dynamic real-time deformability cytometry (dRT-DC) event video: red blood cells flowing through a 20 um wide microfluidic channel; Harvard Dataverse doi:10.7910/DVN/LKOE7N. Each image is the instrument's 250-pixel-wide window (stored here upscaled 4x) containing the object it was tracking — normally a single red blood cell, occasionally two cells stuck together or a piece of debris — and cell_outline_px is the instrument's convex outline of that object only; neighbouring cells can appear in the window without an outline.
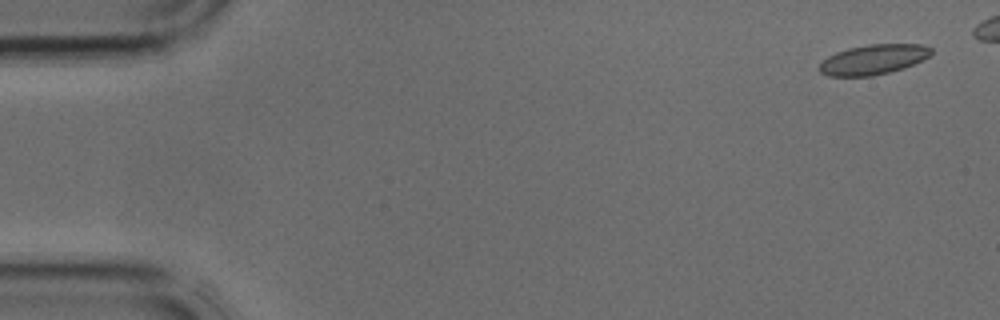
{"species": "common noctule bat (a hibernating species)", "species_latin": "Nyctalus noctula", "temperature_condition": "cold", "stored_images_in_passage": 4, "camera_frame_rate_fps": 3000, "um_per_image_px": 0.085, "animal": {"sex": "male", "body_mass_g": 17.9, "forearm_length_mm": 54.2}, "frame": {"image": 1, "passage_image": 1, "time_ms": 0.0, "image_size_px": [1000, 320], "cell_outline_px": [[932, 52], [928, 56], [904, 68], [872, 76], [828, 76], [820, 72], [820, 64], [828, 56], [836, 52], [848, 48], [868, 44], [924, 44], [932, 48]], "centroid_in_image_um": [74.23, 5.05], "position_along_channel_um": 10.8, "area_um2": 19.36}}